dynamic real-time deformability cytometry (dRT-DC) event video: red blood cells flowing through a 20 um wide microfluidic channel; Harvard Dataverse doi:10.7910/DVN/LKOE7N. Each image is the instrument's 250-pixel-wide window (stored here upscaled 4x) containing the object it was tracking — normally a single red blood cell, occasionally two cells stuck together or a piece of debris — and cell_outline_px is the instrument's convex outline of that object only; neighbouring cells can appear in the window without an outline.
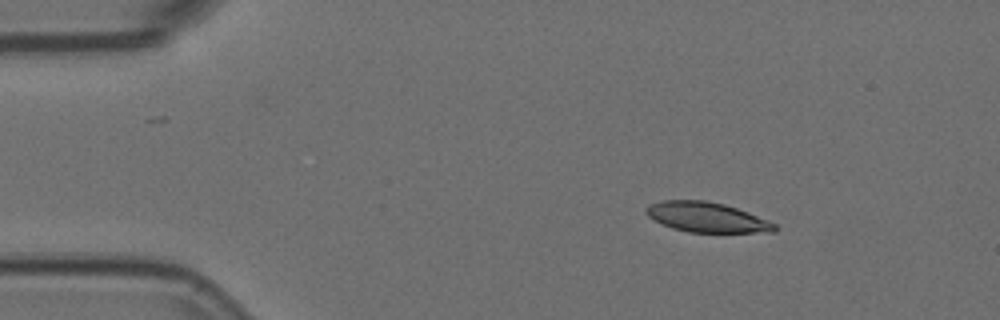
{"species": "Egyptian fruit bat (a non-hibernating species)", "species_latin": "Rousettus aegyptiacus", "temperature_condition": "room temperature", "stored_images_in_passage": 47, "camera_frame_rate_fps": 3000, "um_per_image_px": 0.085, "animal": {"sex": "female"}, "frame": {"image": 1, "passage_image": 1, "time_ms": 0.0, "image_size_px": [1000, 320], "cell_outline_px": [[776, 232], [688, 232], [672, 228], [648, 216], [644, 212], [644, 208], [648, 204], [664, 200], [704, 200], [724, 204], [748, 212], [768, 220], [776, 224]], "centroid_in_image_um": [60.06, 18.46], "position_along_channel_um": 24.9, "area_um2": 22.37}}
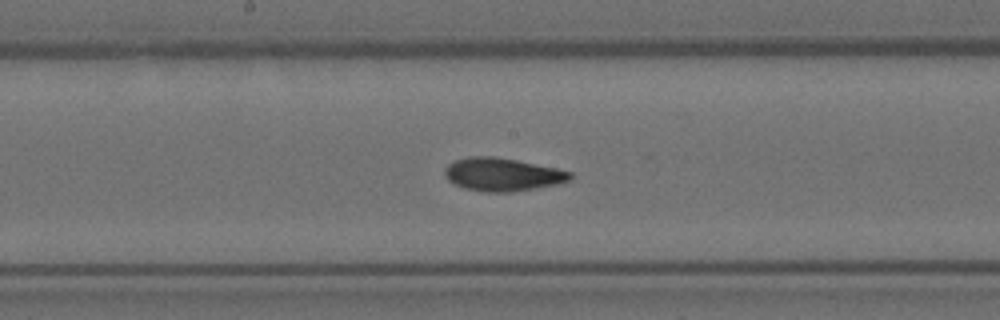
{"frame": {"image": 2, "passage_image": 21, "time_ms": 6.667, "image_size_px": [1000, 320], "cell_outline_px": [[572, 180], [560, 184], [512, 192], [484, 192], [464, 188], [448, 180], [444, 176], [444, 168], [448, 164], [456, 160], [468, 156], [492, 156], [516, 160], [556, 168], [572, 172]], "centroid_in_image_um": [42.71, 14.83], "position_along_channel_um": 205.5, "area_um2": 24.33}}
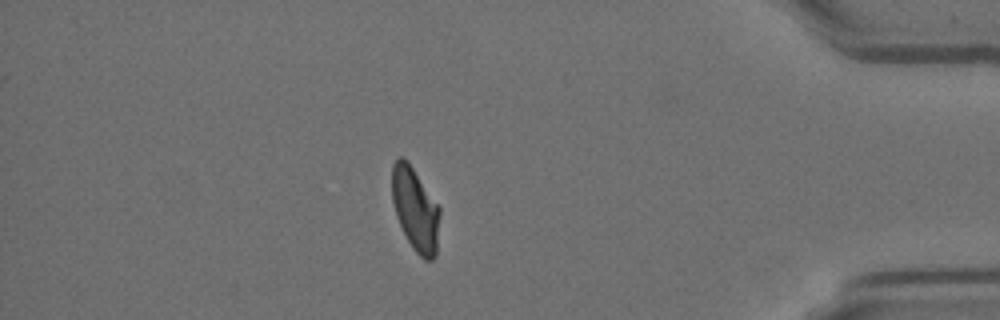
{"frame": {"image": 3, "passage_image": 40, "time_ms": 13.0, "image_size_px": [1000, 320], "cell_outline_px": [[440, 216], [436, 256], [432, 260], [424, 260], [412, 248], [396, 216], [392, 200], [392, 164], [396, 156], [404, 156], [408, 160], [440, 208]], "centroid_in_image_um": [35.29, 17.76], "position_along_channel_um": 399.9, "area_um2": 23.41}, "authors_computed_cell_mechanics": {"area_um2": 23.6402, "velocity_mm_per_s": 3.7216, "shape_relaxation_time_tau1_ms": 4.3349, "shape_relaxation_time_tau2_ms": 2.0825, "deformation_change_tau1": 0.144, "deformation_change_tau2": 0.0799}}